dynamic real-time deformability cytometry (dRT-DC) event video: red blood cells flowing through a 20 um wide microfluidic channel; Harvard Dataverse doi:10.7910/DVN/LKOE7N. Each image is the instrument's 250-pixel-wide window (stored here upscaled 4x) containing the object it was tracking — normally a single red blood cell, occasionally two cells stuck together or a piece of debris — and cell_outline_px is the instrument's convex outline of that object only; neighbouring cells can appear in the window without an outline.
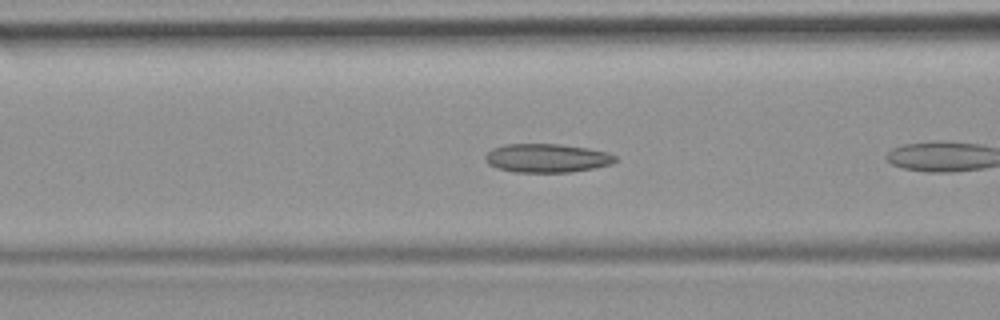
{"species": "common noctule bat (a hibernating species)", "species_latin": "Nyctalus noctula", "temperature_condition": "room temperature", "stored_images_in_passage": 6, "camera_frame_rate_fps": 3000, "um_per_image_px": 0.085, "animal": {"sex": "female", "body_mass_g": 19.9}, "frame": {"image": 1, "passage_image": 5, "time_ms": 1.333, "image_size_px": [1000, 320], "cell_outline_px": [[616, 160], [612, 164], [572, 172], [512, 172], [496, 168], [488, 164], [484, 160], [484, 156], [492, 148], [504, 144], [560, 144], [588, 148], [608, 152], [616, 156]], "centroid_in_image_um": [46.45, 13.44], "position_along_channel_um": 120.1, "area_um2": 21.91}}